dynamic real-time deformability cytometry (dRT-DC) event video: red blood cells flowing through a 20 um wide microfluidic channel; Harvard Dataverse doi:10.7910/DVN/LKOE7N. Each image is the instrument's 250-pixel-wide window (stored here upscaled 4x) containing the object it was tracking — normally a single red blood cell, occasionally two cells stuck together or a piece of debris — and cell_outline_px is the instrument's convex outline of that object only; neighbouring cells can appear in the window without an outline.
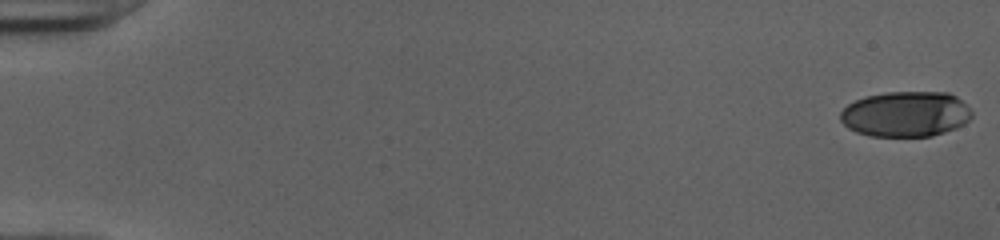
{"species": "human", "species_latin": "Homo sapiens", "temperature_condition": "cold", "stored_images_in_passage": 52, "camera_frame_rate_fps": 3000, "um_per_image_px": 0.085, "donor": {"sex": "female"}, "frame": {"image": 1, "passage_image": 1, "time_ms": 0.0, "image_size_px": [1000, 240], "cell_outline_px": [[972, 116], [964, 124], [956, 128], [932, 136], [868, 136], [856, 132], [848, 128], [840, 120], [840, 112], [848, 104], [864, 96], [884, 92], [948, 92], [956, 96], [972, 112]], "centroid_in_image_um": [76.96, 9.69], "position_along_channel_um": 8.0, "area_um2": 34.91}}
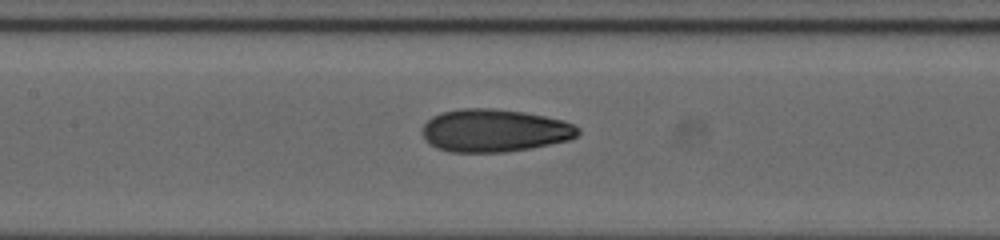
{"frame": {"image": 2, "passage_image": 26, "time_ms": 8.333, "image_size_px": [1000, 240], "cell_outline_px": [[580, 132], [576, 136], [568, 140], [532, 148], [504, 152], [452, 152], [436, 148], [424, 140], [424, 124], [432, 116], [440, 112], [460, 108], [492, 108], [524, 112], [564, 120], [580, 128]], "centroid_in_image_um": [42.02, 11.09], "position_along_channel_um": 165.4, "area_um2": 38.9}}
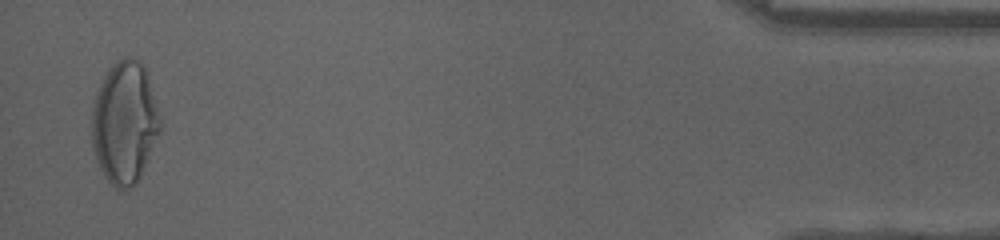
{"frame": {"image": 3, "passage_image": 51, "time_ms": 16.667, "image_size_px": [1000, 240], "cell_outline_px": [[164, 124], [140, 176], [136, 184], [128, 188], [116, 188], [104, 176], [96, 160], [92, 148], [92, 104], [96, 92], [104, 76], [112, 64], [124, 56], [132, 56], [140, 60], [144, 64]], "centroid_in_image_um": [10.61, 10.38], "position_along_channel_um": 424.6, "area_um2": 49.3}, "authors_computed_cell_mechanics": {"area_um2": 37.6856, "velocity_mm_per_s": 4.0258, "shape_relaxation_time_tau1_ms": 9.9674, "shape_relaxation_time_tau2_ms": 1.2156, "deformation_change_tau1": 0.3066, "deformation_change_tau2": 0.0717}}